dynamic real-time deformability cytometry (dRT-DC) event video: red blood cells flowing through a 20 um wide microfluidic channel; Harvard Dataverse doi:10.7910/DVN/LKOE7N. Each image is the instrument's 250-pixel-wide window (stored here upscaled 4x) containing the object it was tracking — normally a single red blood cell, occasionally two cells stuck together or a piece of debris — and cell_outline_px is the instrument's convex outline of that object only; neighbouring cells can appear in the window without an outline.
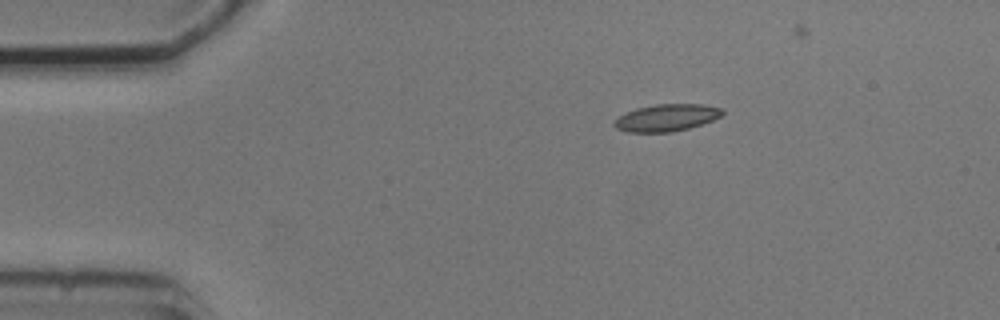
{"species": "common noctule bat (a hibernating species)", "species_latin": "Nyctalus noctula", "temperature_condition": "cold", "stored_images_in_passage": 4, "camera_frame_rate_fps": 3000, "um_per_image_px": 0.085, "animal": {"sex": "male", "body_mass_g": 20.5, "forearm_length_mm": 52.5}, "frame": {"image": 1, "passage_image": 1, "time_ms": 0.0, "image_size_px": [1000, 320], "cell_outline_px": [[724, 112], [720, 116], [712, 120], [688, 128], [672, 132], [628, 132], [616, 128], [612, 124], [620, 116], [636, 108], [656, 104], [704, 104], [724, 108]], "centroid_in_image_um": [56.68, 9.99], "position_along_channel_um": 28.3, "area_um2": 16.94}}
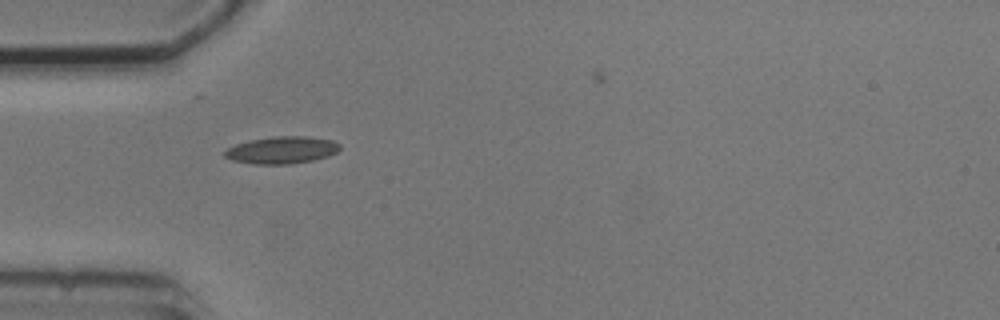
{"frame": {"image": 2, "passage_image": 3, "time_ms": 2.333, "image_size_px": [1000, 320], "cell_outline_px": [[340, 148], [336, 152], [328, 156], [312, 160], [292, 164], [252, 164], [232, 160], [224, 156], [224, 152], [228, 148], [236, 144], [252, 140], [272, 136], [304, 136], [332, 140], [340, 144]], "centroid_in_image_um": [23.95, 12.76], "position_along_channel_um": 61.0, "area_um2": 18.15}}
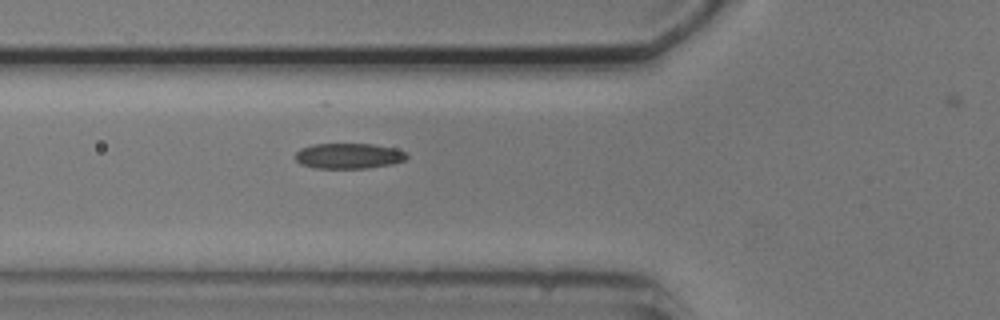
{"frame": {"image": 3, "passage_image": 4, "time_ms": 3.333, "image_size_px": [1000, 320], "cell_outline_px": [[408, 156], [404, 160], [392, 164], [368, 168], [312, 168], [300, 164], [296, 160], [296, 152], [300, 148], [312, 144], [372, 144], [396, 148], [404, 152]], "centroid_in_image_um": [29.61, 13.25], "position_along_channel_um": 96.2, "area_um2": 16.59}}